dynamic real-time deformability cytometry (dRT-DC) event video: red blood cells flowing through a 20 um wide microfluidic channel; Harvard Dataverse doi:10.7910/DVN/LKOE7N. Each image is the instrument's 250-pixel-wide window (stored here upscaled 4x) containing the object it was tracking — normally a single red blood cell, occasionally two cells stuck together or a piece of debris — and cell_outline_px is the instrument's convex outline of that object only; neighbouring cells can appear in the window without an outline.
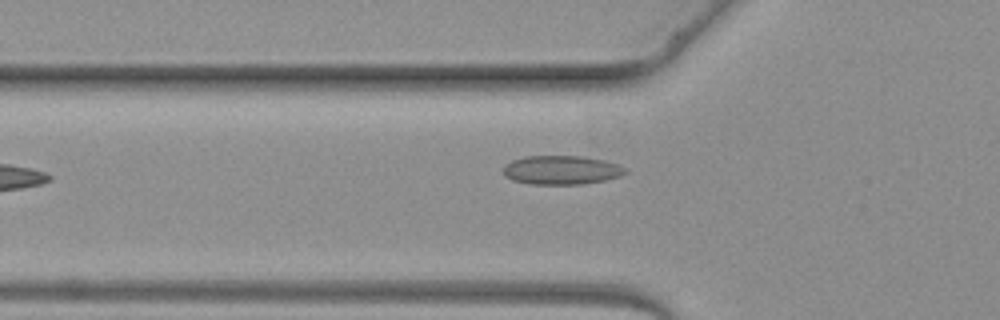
{"species": "common noctule bat (a hibernating species)", "species_latin": "Nyctalus noctula", "temperature_condition": "warm", "stored_images_in_passage": 3, "camera_frame_rate_fps": 3000, "um_per_image_px": 0.085, "animal": {"sex": "female", "body_mass_g": 19.3, "forearm_length_mm": 54.1}, "frame": {"image": 1, "passage_image": 3, "time_ms": 2.667, "image_size_px": [1000, 320], "cell_outline_px": [[628, 172], [620, 176], [604, 180], [580, 184], [532, 184], [512, 180], [504, 176], [504, 164], [512, 160], [524, 156], [580, 156], [604, 160], [620, 164], [628, 168]], "centroid_in_image_um": [47.74, 14.44], "position_along_channel_um": 78.1, "area_um2": 20.69}}